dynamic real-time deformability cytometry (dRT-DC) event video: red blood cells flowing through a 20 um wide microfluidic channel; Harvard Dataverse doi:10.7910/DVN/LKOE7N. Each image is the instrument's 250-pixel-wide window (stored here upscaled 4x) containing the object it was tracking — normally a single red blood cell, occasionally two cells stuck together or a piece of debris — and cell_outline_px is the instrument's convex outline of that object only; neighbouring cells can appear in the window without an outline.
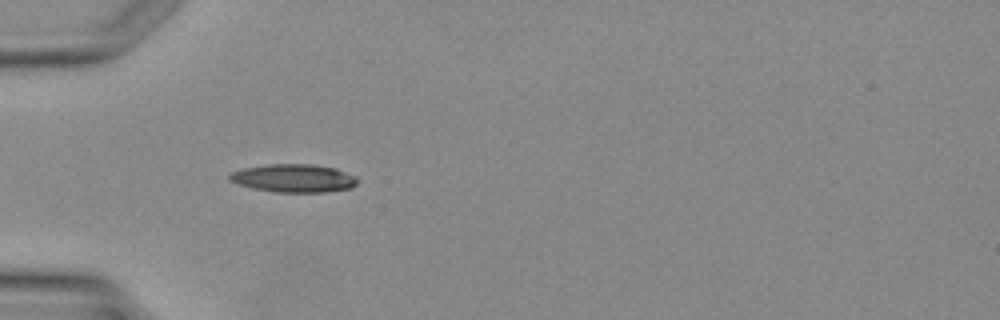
{"species": "Egyptian fruit bat (a non-hibernating species)", "species_latin": "Rousettus aegyptiacus", "temperature_condition": "warm", "stored_images_in_passage": 2, "camera_frame_rate_fps": 3000, "um_per_image_px": 0.085, "animal": {"sex": "female"}, "frame": {"image": 1, "passage_image": 1, "time_ms": 0.0, "image_size_px": [1000, 320], "cell_outline_px": [[356, 184], [352, 188], [324, 192], [276, 192], [252, 188], [228, 180], [228, 176], [232, 172], [244, 168], [268, 164], [312, 164], [336, 168], [356, 176]], "centroid_in_image_um": [24.97, 15.14], "position_along_channel_um": 60.0, "area_um2": 20.92}}
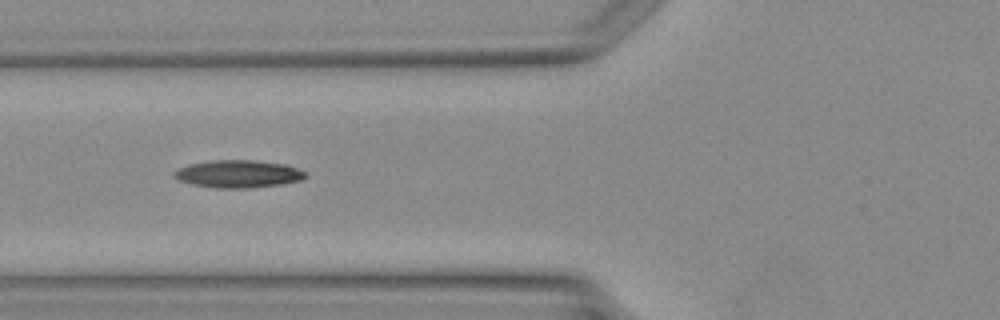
{"frame": {"image": 2, "passage_image": 2, "time_ms": 1.0, "image_size_px": [1000, 320], "cell_outline_px": [[304, 176], [300, 180], [280, 184], [248, 188], [216, 188], [192, 184], [176, 180], [172, 176], [172, 172], [188, 164], [212, 160], [252, 160], [284, 164], [296, 168], [304, 172]], "centroid_in_image_um": [20.15, 14.78], "position_along_channel_um": 105.6, "area_um2": 20.92}}